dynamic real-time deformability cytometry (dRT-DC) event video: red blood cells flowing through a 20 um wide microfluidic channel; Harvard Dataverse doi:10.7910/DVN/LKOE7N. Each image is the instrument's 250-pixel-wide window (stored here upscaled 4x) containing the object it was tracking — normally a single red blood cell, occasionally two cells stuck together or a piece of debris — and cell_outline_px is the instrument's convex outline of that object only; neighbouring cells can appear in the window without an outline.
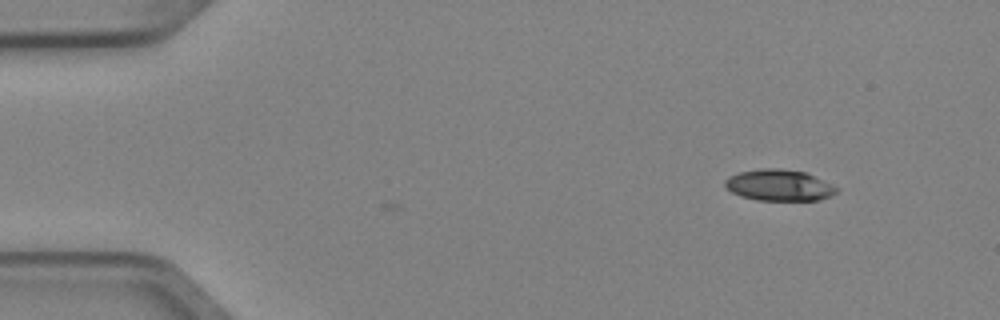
{"species": "Egyptian fruit bat (a non-hibernating species)", "species_latin": "Rousettus aegyptiacus", "temperature_condition": "cold", "stored_images_in_passage": 4, "camera_frame_rate_fps": 3000, "um_per_image_px": 0.085, "animal": {"sex": "female"}, "frame": {"image": 1, "passage_image": 1, "time_ms": 0.0, "image_size_px": [1000, 320], "cell_outline_px": [[840, 188], [832, 196], [820, 200], [756, 200], [740, 196], [724, 188], [724, 180], [728, 176], [740, 172], [760, 168], [780, 168], [804, 172]], "centroid_in_image_um": [66.19, 15.75], "position_along_channel_um": 18.8, "area_um2": 20.46}}
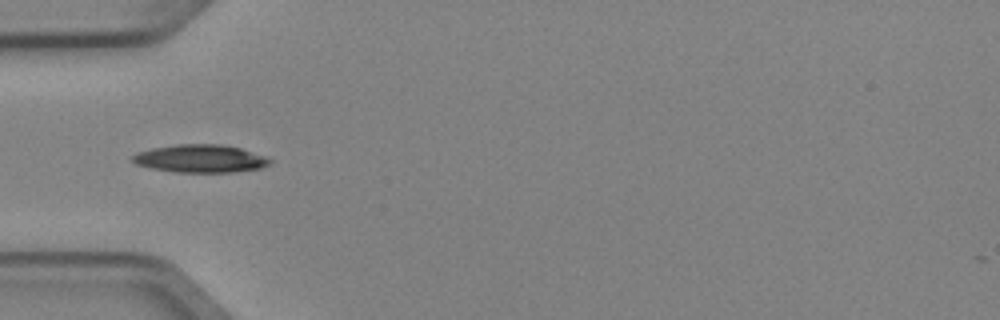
{"frame": {"image": 2, "passage_image": 4, "time_ms": 1.0, "image_size_px": [1000, 320], "cell_outline_px": [[272, 164], [260, 168], [232, 172], [176, 172], [152, 168], [136, 164], [132, 160], [132, 156], [140, 152], [152, 148], [176, 144], [220, 144], [240, 148], [264, 156], [272, 160]], "centroid_in_image_um": [17.05, 13.48], "position_along_channel_um": 67.9, "area_um2": 22.14}}